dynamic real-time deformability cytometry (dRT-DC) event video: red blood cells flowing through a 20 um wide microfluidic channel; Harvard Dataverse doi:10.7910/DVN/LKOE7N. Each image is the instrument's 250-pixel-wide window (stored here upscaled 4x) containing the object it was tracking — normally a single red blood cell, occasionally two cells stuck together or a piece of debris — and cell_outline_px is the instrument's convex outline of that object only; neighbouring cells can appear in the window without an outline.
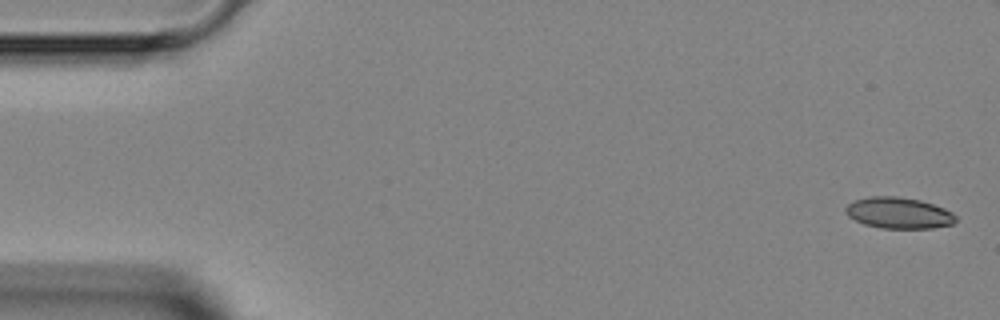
{"species": "Egyptian fruit bat (a non-hibernating species)", "species_latin": "Rousettus aegyptiacus", "temperature_condition": "room temperature", "stored_images_in_passage": 6, "camera_frame_rate_fps": 3000, "um_per_image_px": 0.085, "animal": {"sex": "female"}, "frame": {"image": 1, "passage_image": 1, "time_ms": 0.0, "image_size_px": [1000, 320], "cell_outline_px": [[956, 220], [952, 224], [932, 228], [880, 228], [864, 224], [848, 216], [844, 212], [844, 208], [852, 200], [868, 196], [896, 196], [920, 200], [944, 208], [952, 212], [956, 216]], "centroid_in_image_um": [76.35, 18.09], "position_along_channel_um": 8.7, "area_um2": 20.11}}
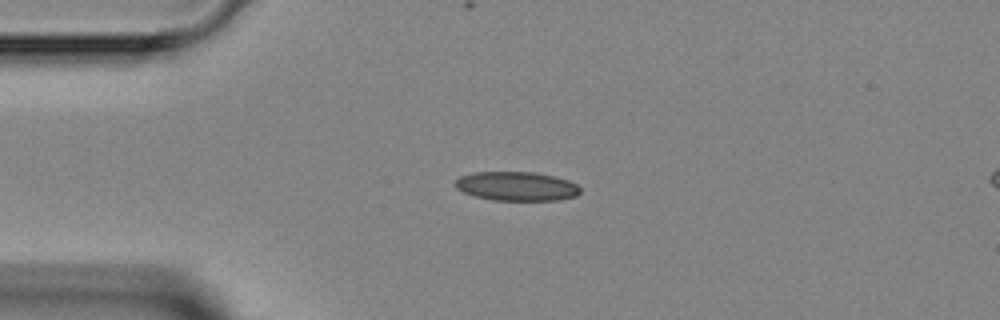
{"frame": {"image": 2, "passage_image": 4, "time_ms": 3.333, "image_size_px": [1000, 320], "cell_outline_px": [[580, 192], [576, 196], [560, 200], [492, 200], [476, 196], [464, 192], [456, 188], [452, 184], [460, 176], [472, 172], [532, 172], [552, 176], [568, 180], [576, 184], [580, 188]], "centroid_in_image_um": [43.89, 15.83], "position_along_channel_um": 41.1, "area_um2": 21.15}}
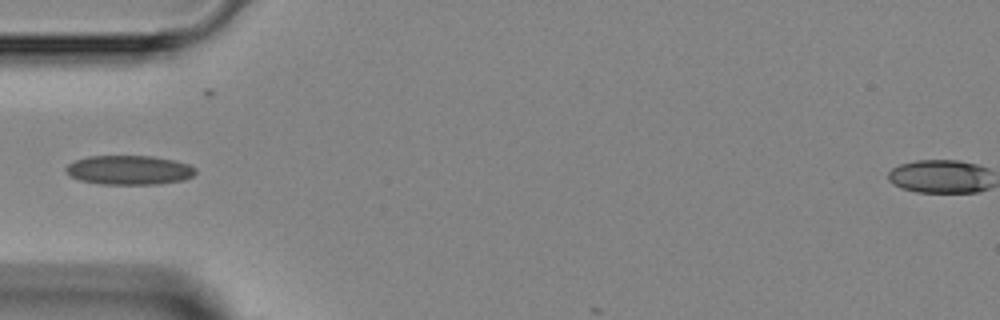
{"frame": {"image": 3, "passage_image": 5, "time_ms": 4.667, "image_size_px": [1000, 320], "cell_outline_px": [[196, 172], [192, 176], [184, 180], [160, 184], [100, 184], [80, 180], [72, 176], [64, 168], [68, 164], [76, 160], [88, 156], [152, 156], [172, 160], [188, 164], [196, 168]], "centroid_in_image_um": [11.0, 14.46], "position_along_channel_um": 74.0, "area_um2": 22.02}}